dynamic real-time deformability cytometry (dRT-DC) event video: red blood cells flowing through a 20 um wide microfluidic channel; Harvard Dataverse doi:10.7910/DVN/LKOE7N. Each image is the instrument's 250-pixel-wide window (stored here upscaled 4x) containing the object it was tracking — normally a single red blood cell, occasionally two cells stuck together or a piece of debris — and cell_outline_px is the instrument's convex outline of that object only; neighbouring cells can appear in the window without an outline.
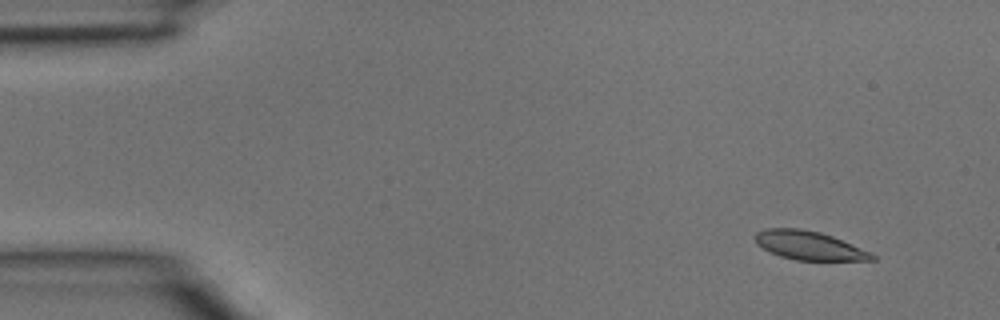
{"species": "common noctule bat (a hibernating species)", "species_latin": "Nyctalus noctula", "temperature_condition": "room temperature", "stored_images_in_passage": 4, "camera_frame_rate_fps": 3000, "um_per_image_px": 0.085, "animal": {"sex": "male", "body_mass_g": 15.6}, "frame": {"image": 1, "passage_image": 2, "time_ms": 0.333, "image_size_px": [1000, 320], "cell_outline_px": [[876, 260], [796, 260], [780, 256], [756, 244], [752, 236], [756, 232], [768, 228], [800, 228], [820, 232], [832, 236], [868, 252], [876, 256]], "centroid_in_image_um": [68.7, 20.85], "position_along_channel_um": 16.3, "area_um2": 19.31}}
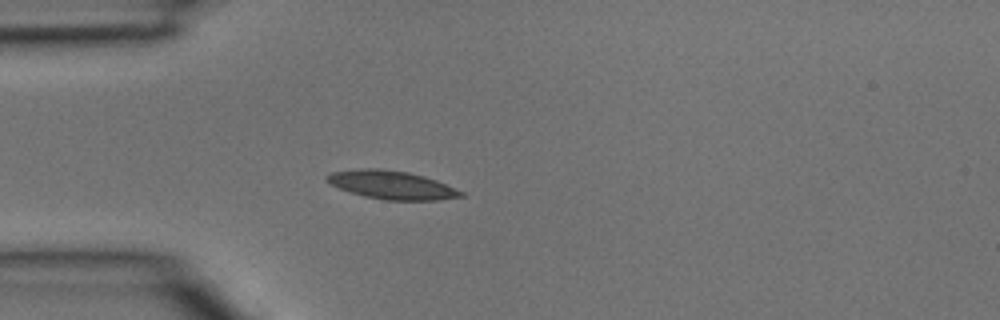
{"frame": {"image": 2, "passage_image": 4, "time_ms": 1.0, "image_size_px": [1000, 320], "cell_outline_px": [[464, 196], [440, 200], [384, 200], [364, 196], [340, 188], [324, 180], [324, 176], [332, 172], [360, 168], [384, 168], [408, 172], [424, 176], [436, 180], [464, 192]], "centroid_in_image_um": [33.29, 15.71], "position_along_channel_um": 51.7, "area_um2": 22.2}}